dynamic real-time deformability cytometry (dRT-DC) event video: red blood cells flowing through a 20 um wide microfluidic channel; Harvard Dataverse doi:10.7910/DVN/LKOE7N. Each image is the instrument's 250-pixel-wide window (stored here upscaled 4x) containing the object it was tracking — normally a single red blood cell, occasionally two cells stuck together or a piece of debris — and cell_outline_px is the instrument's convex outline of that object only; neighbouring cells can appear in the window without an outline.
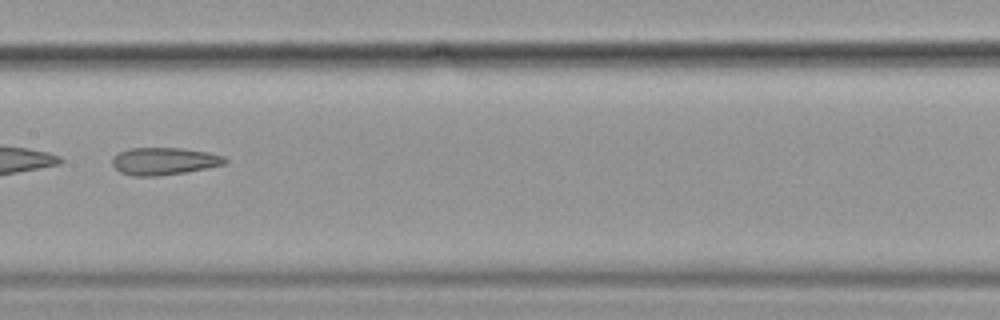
{"species": "common noctule bat (a hibernating species)", "species_latin": "Nyctalus noctula", "temperature_condition": "cold", "stored_images_in_passage": 38, "camera_frame_rate_fps": 3000, "um_per_image_px": 0.085, "animal": {"sex": "female", "body_mass_g": 19.9}, "frame": {"image": 1, "passage_image": 12, "time_ms": 3.667, "image_size_px": [1000, 320], "cell_outline_px": [[228, 160], [224, 164], [208, 168], [188, 172], [156, 176], [132, 176], [120, 172], [112, 164], [112, 156], [128, 148], [184, 148], [208, 152], [224, 156]], "centroid_in_image_um": [13.95, 13.7], "position_along_channel_um": 193.4, "area_um2": 18.15}}
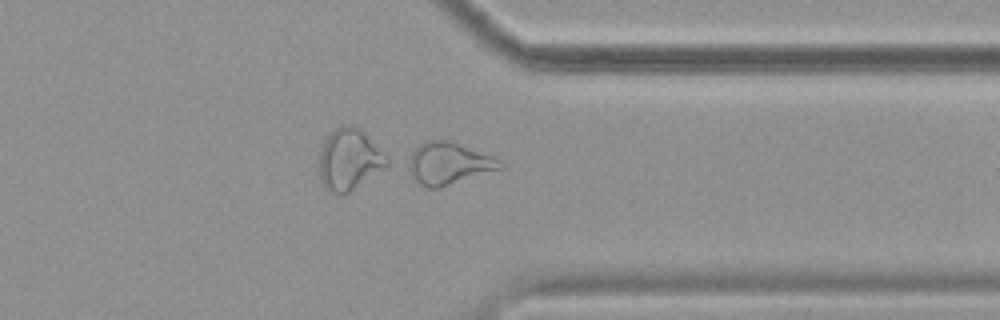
{"frame": {"image": 2, "passage_image": 27, "time_ms": 8.667, "image_size_px": [1000, 320], "cell_outline_px": [[504, 168], [440, 188], [428, 188], [420, 184], [412, 176], [404, 160], [420, 144], [432, 140], [448, 140], [492, 156], [500, 160], [504, 164]], "centroid_in_image_um": [38.12, 13.91], "position_along_channel_um": 373.3, "area_um2": 22.54}, "authors_computed_cell_mechanics": {"area_um2": 18.5827, "velocity_mm_per_s": 3.6101, "shape_relaxation_time_tau1_ms": null, "shape_relaxation_time_tau2_ms": 3.905, "deformation_change_tau1": null, "deformation_change_tau2": 0.1364}}